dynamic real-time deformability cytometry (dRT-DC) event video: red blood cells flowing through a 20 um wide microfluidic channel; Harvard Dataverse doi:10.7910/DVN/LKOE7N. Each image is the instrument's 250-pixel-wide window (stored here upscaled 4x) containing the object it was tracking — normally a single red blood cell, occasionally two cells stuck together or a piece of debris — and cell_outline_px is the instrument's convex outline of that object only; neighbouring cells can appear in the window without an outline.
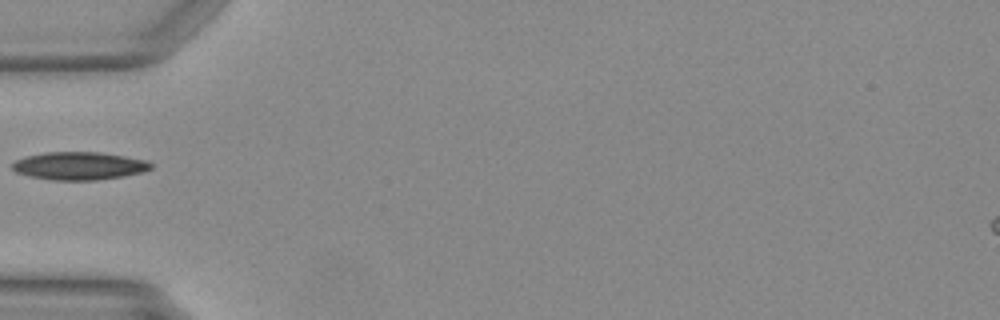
{"species": "Egyptian fruit bat (a non-hibernating species)", "species_latin": "Rousettus aegyptiacus", "temperature_condition": "warm", "stored_images_in_passage": 33, "camera_frame_rate_fps": 3000, "um_per_image_px": 0.085, "animal": {"sex": "female"}, "frame": {"image": 1, "passage_image": 1, "time_ms": 0.0, "image_size_px": [1000, 320], "cell_outline_px": [[152, 168], [140, 172], [124, 176], [96, 180], [52, 180], [28, 176], [16, 172], [12, 168], [12, 164], [16, 160], [28, 156], [44, 152], [100, 152], [148, 160], [152, 164]], "centroid_in_image_um": [6.73, 14.1], "position_along_channel_um": 78.3, "area_um2": 22.48}}
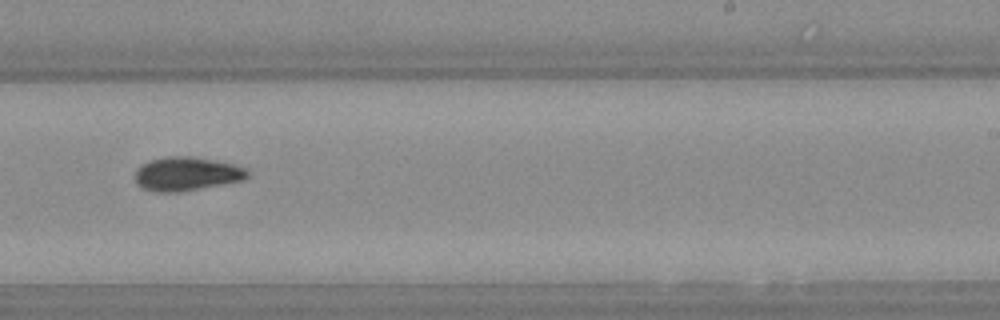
{"frame": {"image": 2, "passage_image": 15, "time_ms": 4.667, "image_size_px": [1000, 320], "cell_outline_px": [[248, 176], [244, 180], [224, 184], [180, 192], [156, 192], [144, 188], [136, 184], [136, 172], [144, 164], [152, 160], [168, 156], [192, 156], [232, 164], [244, 168], [248, 172]], "centroid_in_image_um": [15.88, 14.79], "position_along_channel_um": 273.1, "area_um2": 21.79}}